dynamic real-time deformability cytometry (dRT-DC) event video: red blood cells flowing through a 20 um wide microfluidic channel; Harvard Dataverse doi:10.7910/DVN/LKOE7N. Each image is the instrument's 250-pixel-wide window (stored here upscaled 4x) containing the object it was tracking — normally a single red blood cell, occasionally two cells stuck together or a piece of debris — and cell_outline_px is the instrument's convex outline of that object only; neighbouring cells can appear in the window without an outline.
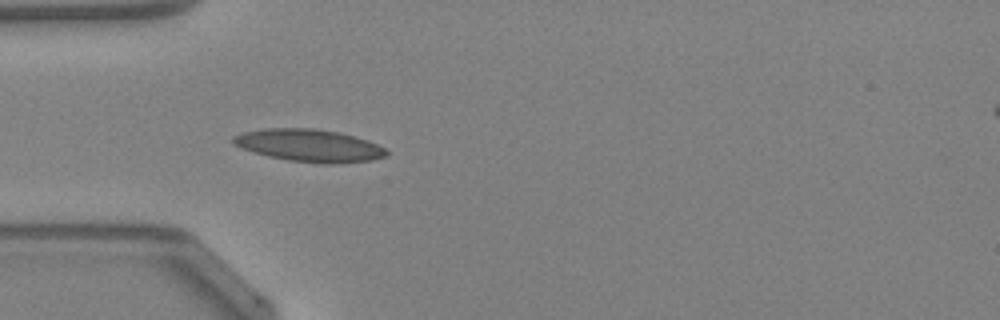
{"species": "Egyptian fruit bat (a non-hibernating species)", "species_latin": "Rousettus aegyptiacus", "temperature_condition": "warm", "stored_images_in_passage": 22, "camera_frame_rate_fps": 3000, "um_per_image_px": 0.085, "animal": {"sex": "female"}, "frame": {"image": 1, "passage_image": 5, "time_ms": 1.333, "image_size_px": [1000, 320], "cell_outline_px": [[388, 156], [372, 160], [332, 164], [324, 164], [288, 160], [268, 156], [232, 144], [232, 136], [244, 132], [264, 128], [316, 128], [340, 132], [356, 136], [368, 140], [384, 148], [388, 152]], "centroid_in_image_um": [26.31, 12.36], "position_along_channel_um": 58.7, "area_um2": 29.07}}